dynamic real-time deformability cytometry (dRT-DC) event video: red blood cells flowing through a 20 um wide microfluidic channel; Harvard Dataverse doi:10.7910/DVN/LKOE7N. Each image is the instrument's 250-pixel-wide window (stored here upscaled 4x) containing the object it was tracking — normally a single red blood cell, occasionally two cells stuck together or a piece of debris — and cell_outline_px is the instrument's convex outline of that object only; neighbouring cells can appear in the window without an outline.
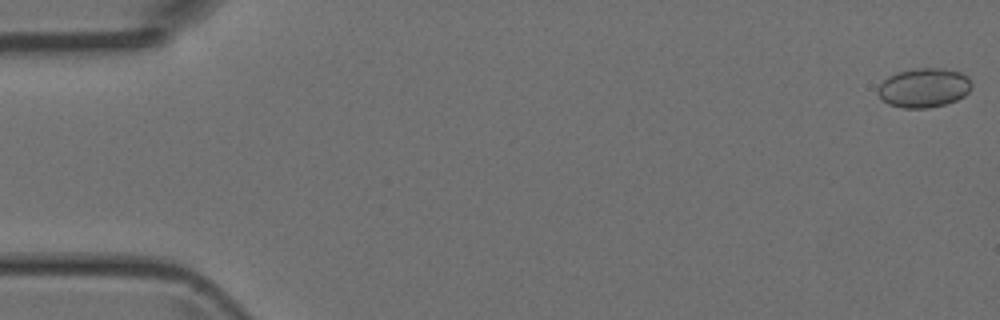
{"species": "Egyptian fruit bat (a non-hibernating species)", "species_latin": "Rousettus aegyptiacus", "temperature_condition": "room temperature", "stored_images_in_passage": 5, "camera_frame_rate_fps": 3000, "um_per_image_px": 0.085, "animal": {"sex": "female"}, "frame": {"image": 1, "passage_image": 1, "time_ms": 0.0, "image_size_px": [1000, 320], "cell_outline_px": [[972, 88], [964, 96], [956, 100], [944, 104], [928, 108], [904, 108], [888, 104], [876, 92], [876, 88], [888, 76], [896, 72], [916, 68], [944, 68], [960, 72], [968, 76], [972, 84]], "centroid_in_image_um": [78.53, 7.45], "position_along_channel_um": 6.5, "area_um2": 21.62}}
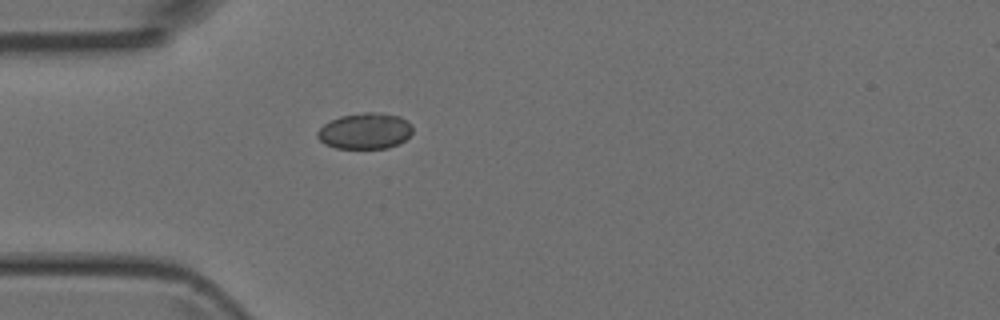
{"frame": {"image": 2, "passage_image": 5, "time_ms": 4.667, "image_size_px": [1000, 320], "cell_outline_px": [[412, 132], [400, 144], [388, 148], [336, 148], [324, 144], [316, 136], [316, 132], [324, 124], [340, 116], [364, 112], [372, 112], [400, 116], [408, 120], [412, 124]], "centroid_in_image_um": [31.04, 11.14], "position_along_channel_um": 54.0, "area_um2": 20.06}}